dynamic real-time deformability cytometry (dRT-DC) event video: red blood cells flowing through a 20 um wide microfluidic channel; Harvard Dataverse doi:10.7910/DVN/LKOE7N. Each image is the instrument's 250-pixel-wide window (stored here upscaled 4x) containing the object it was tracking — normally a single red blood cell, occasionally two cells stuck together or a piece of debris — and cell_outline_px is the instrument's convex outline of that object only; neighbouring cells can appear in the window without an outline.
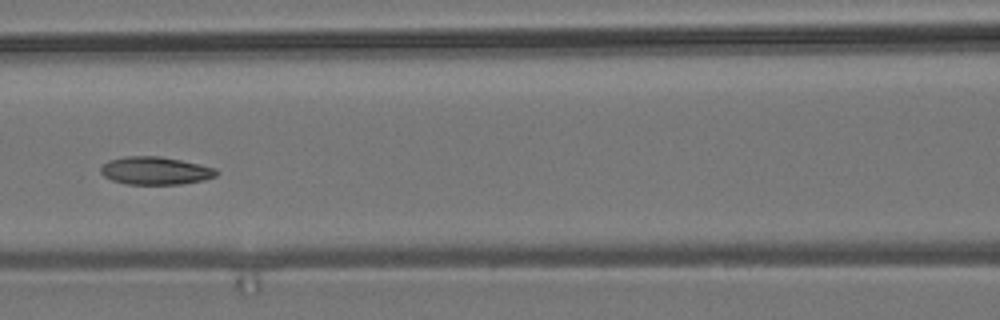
{"species": "common noctule bat (a hibernating species)", "species_latin": "Nyctalus noctula", "temperature_condition": "room temperature", "stored_images_in_passage": 9, "camera_frame_rate_fps": 3000, "um_per_image_px": 0.085, "animal": {"sex": "male", "body_mass_g": 19.2, "forearm_length_mm": 51.8}, "frame": {"image": 1, "passage_image": 6, "time_ms": 6.667, "image_size_px": [1000, 320], "cell_outline_px": [[220, 172], [216, 176], [204, 180], [180, 184], [128, 184], [112, 180], [104, 176], [100, 172], [100, 168], [108, 160], [124, 156], [160, 156], [180, 160], [216, 168]], "centroid_in_image_um": [13.21, 14.5], "position_along_channel_um": 153.4, "area_um2": 18.79}}
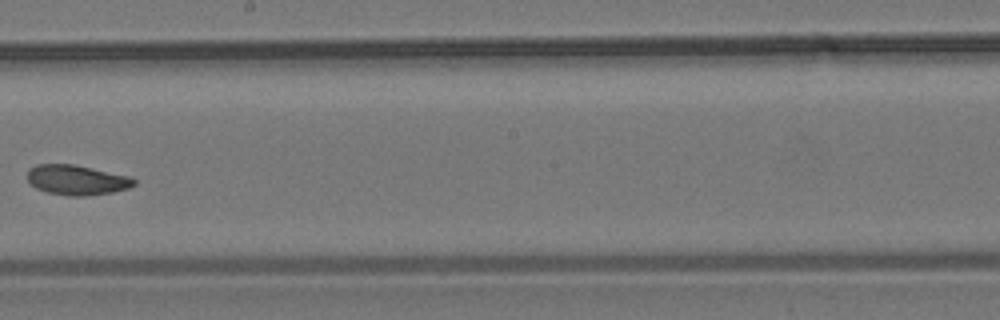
{"frame": {"image": 2, "passage_image": 8, "time_ms": 9.0, "image_size_px": [1000, 320], "cell_outline_px": [[136, 184], [128, 188], [112, 192], [84, 196], [68, 196], [48, 192], [36, 188], [28, 180], [28, 168], [36, 164], [72, 164], [128, 176], [136, 180]], "centroid_in_image_um": [6.5, 15.3], "position_along_channel_um": 241.7, "area_um2": 18.44}}
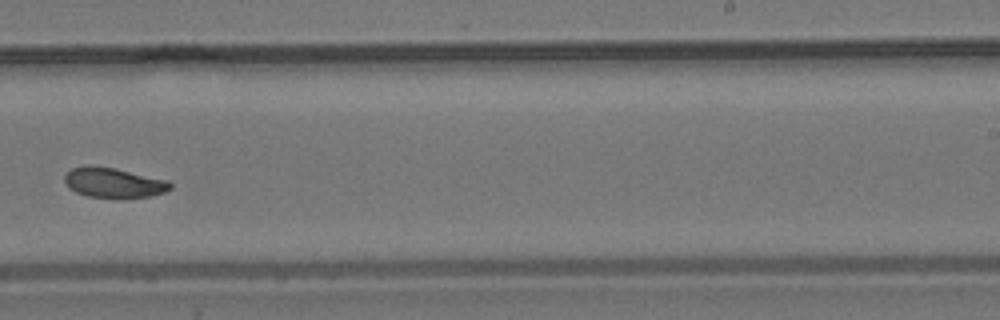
{"frame": {"image": 3, "passage_image": 9, "time_ms": 10.0, "image_size_px": [1000, 320], "cell_outline_px": [[172, 188], [164, 192], [152, 196], [124, 200], [116, 200], [88, 196], [76, 192], [68, 188], [64, 180], [64, 176], [72, 168], [84, 164], [88, 164], [116, 168], [168, 180], [172, 184]], "centroid_in_image_um": [9.66, 15.55], "position_along_channel_um": 279.3, "area_um2": 19.31}}